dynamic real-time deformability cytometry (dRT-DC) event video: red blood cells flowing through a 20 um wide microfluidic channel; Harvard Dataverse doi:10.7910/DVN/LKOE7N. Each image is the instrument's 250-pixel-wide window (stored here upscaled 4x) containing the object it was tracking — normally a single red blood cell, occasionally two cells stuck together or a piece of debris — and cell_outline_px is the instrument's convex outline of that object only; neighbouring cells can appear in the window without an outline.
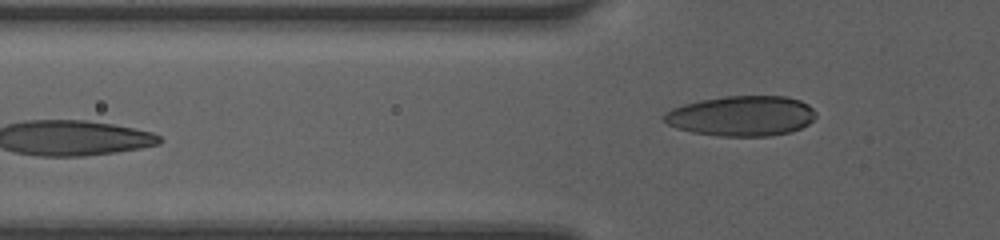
{"species": "human", "species_latin": "Homo sapiens", "temperature_condition": "room temperature", "stored_images_in_passage": 11, "camera_frame_rate_fps": 3000, "um_per_image_px": 0.085, "donor": {"sex": "female"}, "frame": {"image": 1, "passage_image": 11, "time_ms": 3.333, "image_size_px": [1000, 240], "cell_outline_px": [[816, 116], [808, 124], [792, 132], [768, 136], [716, 136], [692, 132], [676, 128], [668, 124], [664, 120], [664, 112], [672, 108], [684, 104], [700, 100], [724, 96], [784, 96], [800, 100], [808, 104], [816, 112]], "centroid_in_image_um": [63.03, 9.85], "position_along_channel_um": 62.8, "area_um2": 35.72}}